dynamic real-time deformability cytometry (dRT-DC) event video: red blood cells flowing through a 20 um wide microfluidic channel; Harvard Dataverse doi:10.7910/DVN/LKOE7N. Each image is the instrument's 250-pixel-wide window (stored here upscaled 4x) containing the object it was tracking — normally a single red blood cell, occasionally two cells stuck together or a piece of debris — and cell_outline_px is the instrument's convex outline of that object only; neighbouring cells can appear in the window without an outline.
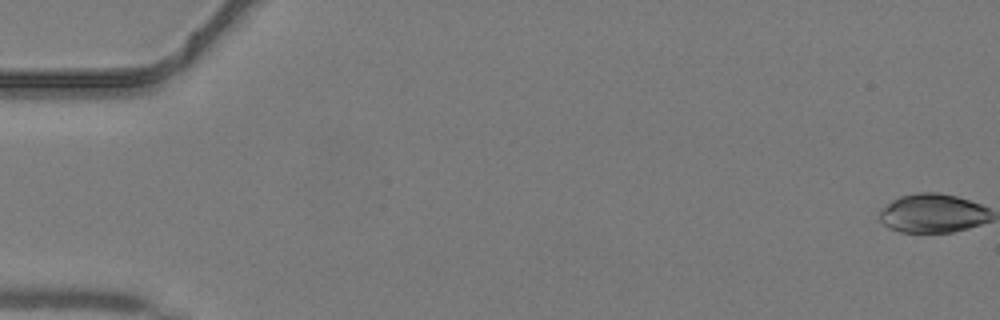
{"species": "common noctule bat (a hibernating species)", "species_latin": "Nyctalus noctula", "temperature_condition": "warm", "stored_images_in_passage": 1, "camera_frame_rate_fps": 3000, "um_per_image_px": 0.085, "animal": {"sex": "male", "body_mass_g": 19.2, "forearm_length_mm": 51.8}, "frame": {"image": 1, "passage_image": 1, "time_ms": 0.0, "image_size_px": [1000, 320], "cell_outline_px": [[980, 208], [976, 220], [972, 224], [956, 228], [936, 232], [920, 232], [912, 196], [948, 196], [964, 200]], "centroid_in_image_um": [80.2, 18.11], "position_along_channel_um": 4.8, "area_um2": 13.7}}